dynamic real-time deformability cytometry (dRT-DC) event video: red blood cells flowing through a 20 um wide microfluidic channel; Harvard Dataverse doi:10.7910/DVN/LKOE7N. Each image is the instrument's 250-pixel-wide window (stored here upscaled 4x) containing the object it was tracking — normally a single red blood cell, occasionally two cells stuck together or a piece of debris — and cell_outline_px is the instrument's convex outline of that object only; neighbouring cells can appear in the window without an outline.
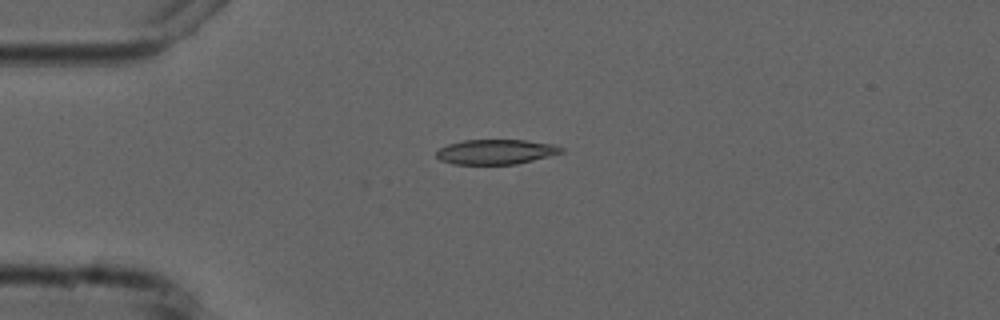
{"species": "common noctule bat (a hibernating species)", "species_latin": "Nyctalus noctula", "temperature_condition": "cold", "stored_images_in_passage": 5, "camera_frame_rate_fps": 3000, "um_per_image_px": 0.085, "animal": {"sex": "male", "forearm_length_mm": 52.5}, "frame": {"image": 1, "passage_image": 3, "time_ms": 3.333, "image_size_px": [1000, 320], "cell_outline_px": [[564, 152], [516, 164], [452, 164], [440, 160], [436, 156], [436, 152], [440, 148], [448, 144], [464, 140], [524, 140], [556, 144], [564, 148]], "centroid_in_image_um": [42.16, 12.9], "position_along_channel_um": 42.8, "area_um2": 18.09}}
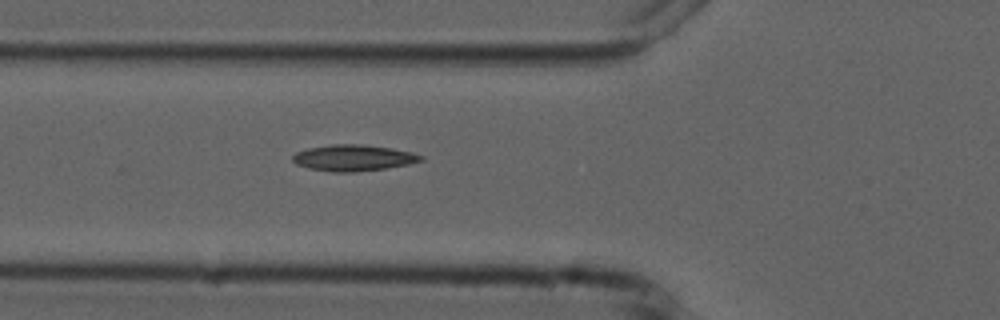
{"frame": {"image": 2, "passage_image": 5, "time_ms": 5.333, "image_size_px": [1000, 320], "cell_outline_px": [[424, 160], [408, 164], [384, 168], [356, 172], [332, 172], [308, 168], [296, 164], [292, 160], [292, 156], [296, 152], [308, 148], [332, 144], [360, 144], [392, 148], [412, 152], [424, 156]], "centroid_in_image_um": [30.03, 13.41], "position_along_channel_um": 95.8, "area_um2": 19.59}}